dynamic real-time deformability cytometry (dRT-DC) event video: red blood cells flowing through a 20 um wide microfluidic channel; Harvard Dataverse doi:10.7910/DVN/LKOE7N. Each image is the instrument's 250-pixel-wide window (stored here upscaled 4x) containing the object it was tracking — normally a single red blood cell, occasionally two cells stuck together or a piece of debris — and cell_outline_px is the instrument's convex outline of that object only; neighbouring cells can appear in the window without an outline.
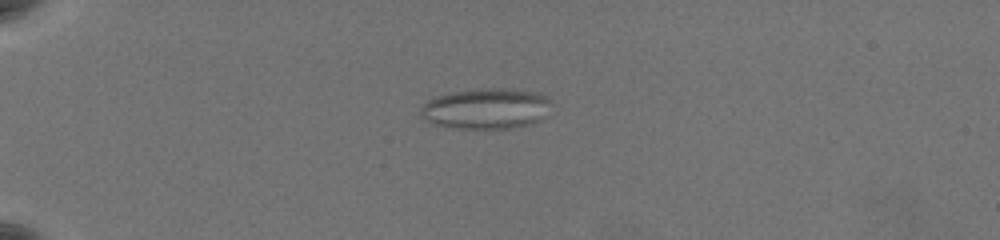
{"species": "common noctule bat (a hibernating species)", "species_latin": "Nyctalus noctula", "temperature_condition": "warm", "stored_images_in_passage": 61, "camera_frame_rate_fps": 3000, "um_per_image_px": 0.085, "animal": {"sex": "female", "body_mass_g": 19.5, "forearm_length_mm": 54.1}, "frame": {"image": 1, "passage_image": 19, "time_ms": 6.0, "image_size_px": [1000, 240], "cell_outline_px": [[548, 100], [540, 120], [532, 124], [512, 128], [456, 128], [432, 124], [424, 120], [420, 112], [420, 108], [428, 100], [436, 96], [452, 92], [488, 88], [504, 88], [536, 92], [548, 96]], "centroid_in_image_um": [41.25, 9.23], "position_along_channel_um": 43.8, "area_um2": 30.58}}
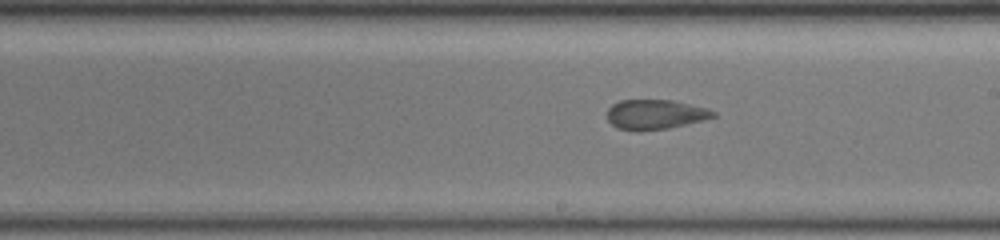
{"frame": {"image": 2, "passage_image": 39, "time_ms": 12.667, "image_size_px": [1000, 240], "cell_outline_px": [[716, 116], [704, 120], [668, 128], [640, 132], [636, 132], [616, 128], [608, 120], [608, 108], [612, 104], [620, 100], [672, 100], [708, 108], [716, 112]], "centroid_in_image_um": [55.68, 9.74], "position_along_channel_um": 233.3, "area_um2": 18.61}}
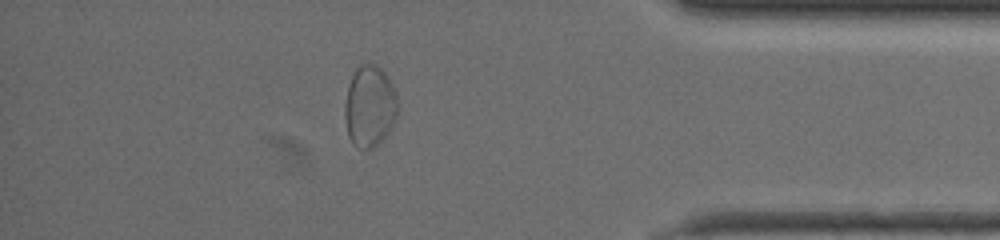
{"frame": {"image": 3, "passage_image": 55, "time_ms": 18.0, "image_size_px": [1000, 240], "cell_outline_px": [[400, 104], [396, 120], [388, 132], [372, 148], [364, 148], [352, 144], [348, 136], [344, 116], [344, 104], [348, 84], [356, 68], [360, 64], [376, 64], [384, 72], [396, 92]], "centroid_in_image_um": [31.43, 9.01], "position_along_channel_um": 403.8, "area_um2": 25.32}, "authors_computed_cell_mechanics": {"area_um2": 25.8944, "velocity_mm_per_s": 3.6473, "shape_relaxation_time_tau1_ms": null, "shape_relaxation_time_tau2_ms": 1.312, "deformation_change_tau1": null, "deformation_change_tau2": 0.0716}}